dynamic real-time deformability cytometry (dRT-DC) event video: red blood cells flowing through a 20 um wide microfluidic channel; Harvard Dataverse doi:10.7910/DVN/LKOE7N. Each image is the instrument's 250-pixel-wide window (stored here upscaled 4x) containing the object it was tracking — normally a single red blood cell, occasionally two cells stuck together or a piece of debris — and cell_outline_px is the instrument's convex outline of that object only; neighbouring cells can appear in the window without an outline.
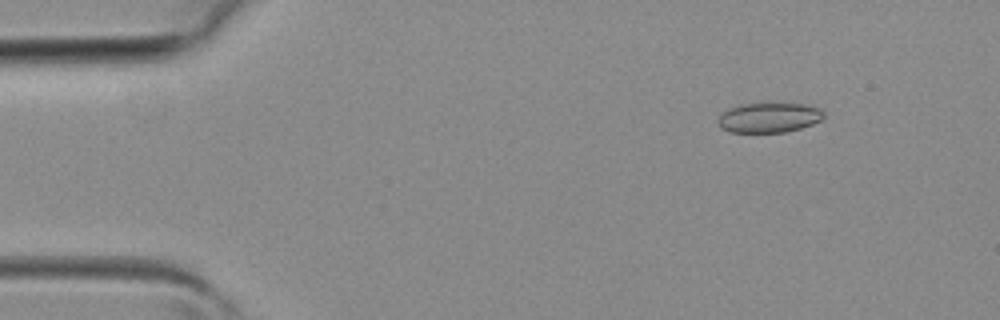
{"species": "common noctule bat (a hibernating species)", "species_latin": "Nyctalus noctula", "temperature_condition": "room temperature", "stored_images_in_passage": 4, "camera_frame_rate_fps": 3000, "um_per_image_px": 0.085, "animal": {"sex": "female", "body_mass_g": 19.3, "forearm_length_mm": 54.1}, "frame": {"image": 1, "passage_image": 1, "time_ms": 0.0, "image_size_px": [1000, 320], "cell_outline_px": [[824, 116], [820, 120], [812, 124], [800, 128], [784, 132], [728, 132], [720, 128], [716, 124], [716, 120], [728, 108], [740, 104], [804, 104], [820, 108], [824, 112]], "centroid_in_image_um": [65.32, 10.0], "position_along_channel_um": 19.7, "area_um2": 18.38}}